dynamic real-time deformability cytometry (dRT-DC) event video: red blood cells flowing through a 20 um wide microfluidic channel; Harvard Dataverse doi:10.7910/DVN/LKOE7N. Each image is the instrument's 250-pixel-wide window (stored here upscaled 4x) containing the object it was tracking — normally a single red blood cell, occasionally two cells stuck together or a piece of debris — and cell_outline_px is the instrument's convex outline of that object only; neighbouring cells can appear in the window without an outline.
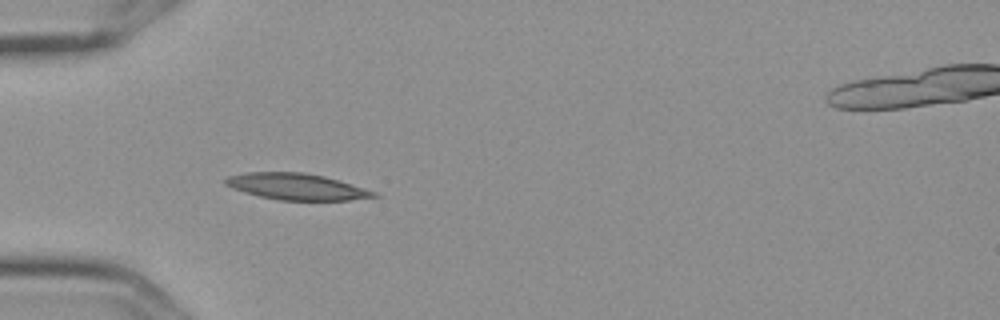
{"species": "Egyptian fruit bat (a non-hibernating species)", "species_latin": "Rousettus aegyptiacus", "temperature_condition": "cold", "stored_images_in_passage": 6, "camera_frame_rate_fps": 3000, "um_per_image_px": 0.085, "frame": {"image": 1, "passage_image": 5, "time_ms": 1.333, "image_size_px": [1000, 320], "cell_outline_px": [[380, 196], [348, 200], [280, 200], [260, 196], [244, 192], [232, 188], [224, 184], [224, 180], [228, 176], [248, 172], [304, 172], [324, 176], [340, 180], [376, 192]], "centroid_in_image_um": [25.2, 15.86], "position_along_channel_um": 59.8, "area_um2": 22.72}}